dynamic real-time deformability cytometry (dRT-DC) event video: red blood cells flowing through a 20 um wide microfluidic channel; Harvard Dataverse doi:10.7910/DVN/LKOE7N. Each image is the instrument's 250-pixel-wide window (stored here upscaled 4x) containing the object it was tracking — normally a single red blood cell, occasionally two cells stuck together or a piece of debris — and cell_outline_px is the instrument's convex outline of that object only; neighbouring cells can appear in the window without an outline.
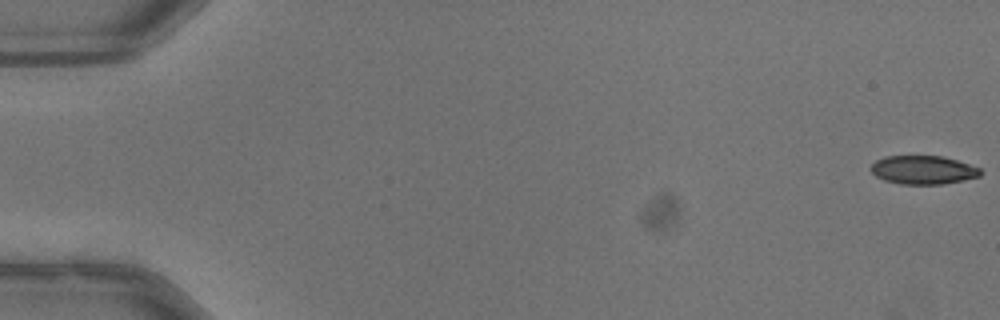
{"species": "common noctule bat (a hibernating species)", "species_latin": "Nyctalus noctula", "temperature_condition": "warm", "stored_images_in_passage": 53, "camera_frame_rate_fps": 3000, "um_per_image_px": 0.085, "animal": {"sex": "male", "body_mass_g": 13.3}, "frame": {"image": 1, "passage_image": 1, "time_ms": 0.0, "image_size_px": [1000, 320], "cell_outline_px": [[980, 176], [964, 180], [944, 184], [900, 184], [884, 180], [876, 176], [868, 168], [876, 160], [884, 156], [940, 156], [956, 160], [980, 168]], "centroid_in_image_um": [78.43, 14.45], "position_along_channel_um": 6.6, "area_um2": 18.21}}
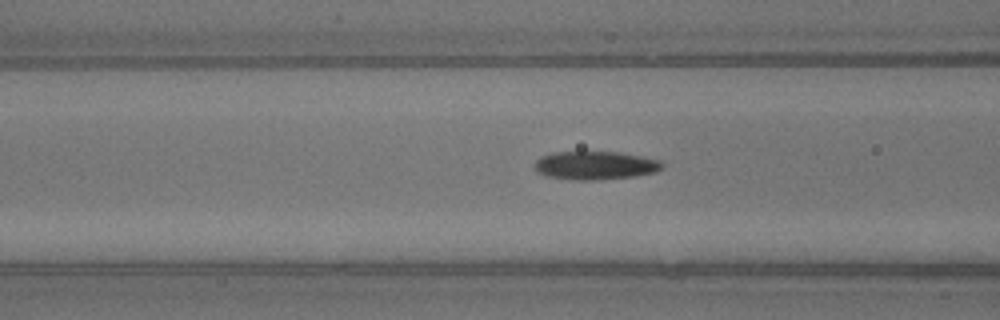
{"frame": {"image": 2, "passage_image": 22, "time_ms": 7.0, "image_size_px": [1000, 320], "cell_outline_px": [[664, 168], [656, 172], [632, 176], [600, 180], [576, 180], [548, 176], [536, 172], [536, 160], [540, 156], [552, 152], [620, 152], [660, 160], [664, 164]], "centroid_in_image_um": [50.62, 14.06], "position_along_channel_um": 116.0, "area_um2": 21.1}}
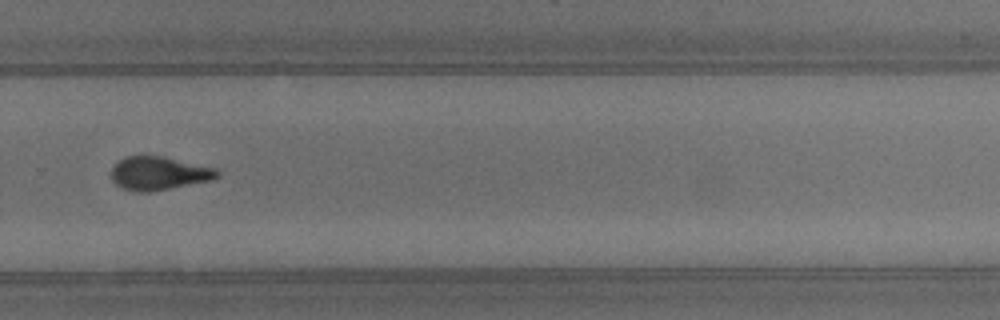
{"frame": {"image": 3, "passage_image": 37, "time_ms": 12.0, "image_size_px": [1000, 320], "cell_outline_px": [[220, 176], [212, 180], [148, 192], [136, 192], [124, 188], [116, 184], [112, 180], [112, 168], [124, 156], [164, 156], [216, 168], [220, 172]], "centroid_in_image_um": [13.53, 14.72], "position_along_channel_um": 316.3, "area_um2": 20.52}, "authors_computed_cell_mechanics": {"area_um2": 20.519, "velocity_mm_per_s": 4.0151, "shape_relaxation_time_tau1_ms": 5.4049, "shape_relaxation_time_tau2_ms": 2.1884, "deformation_change_tau1": 0.2046, "deformation_change_tau2": 0.0954}}